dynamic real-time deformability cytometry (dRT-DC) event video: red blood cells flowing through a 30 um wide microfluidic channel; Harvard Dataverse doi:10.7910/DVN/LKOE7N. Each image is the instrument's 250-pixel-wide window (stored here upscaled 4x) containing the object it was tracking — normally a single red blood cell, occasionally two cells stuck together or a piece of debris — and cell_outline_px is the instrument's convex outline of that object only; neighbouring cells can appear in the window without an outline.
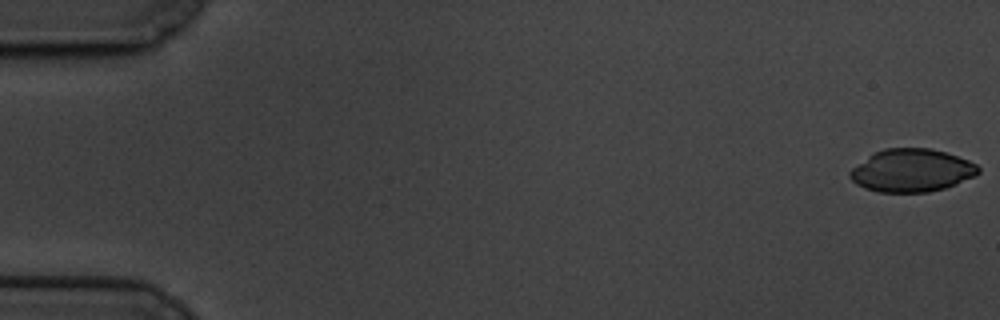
{"species": "common noctule bat (a hibernating species)", "species_latin": "Nyctalus noctula", "temperature_condition": "cold", "stored_images_in_passage": 60, "camera_frame_rate_fps": 3000, "um_per_image_px": 0.085, "animal": {"sex": "male", "body_mass_g": 19.5, "forearm_length_mm": 54.6}, "frame": {"image": 1, "passage_image": 1, "time_ms": 0.0, "image_size_px": [1000, 320], "cell_outline_px": [[980, 172], [976, 176], [956, 184], [944, 188], [928, 192], [876, 192], [864, 188], [856, 184], [848, 176], [848, 172], [852, 168], [868, 156], [884, 148], [932, 148], [968, 160], [976, 164], [980, 168]], "centroid_in_image_um": [77.49, 14.49], "position_along_channel_um": 7.5, "area_um2": 32.14}}